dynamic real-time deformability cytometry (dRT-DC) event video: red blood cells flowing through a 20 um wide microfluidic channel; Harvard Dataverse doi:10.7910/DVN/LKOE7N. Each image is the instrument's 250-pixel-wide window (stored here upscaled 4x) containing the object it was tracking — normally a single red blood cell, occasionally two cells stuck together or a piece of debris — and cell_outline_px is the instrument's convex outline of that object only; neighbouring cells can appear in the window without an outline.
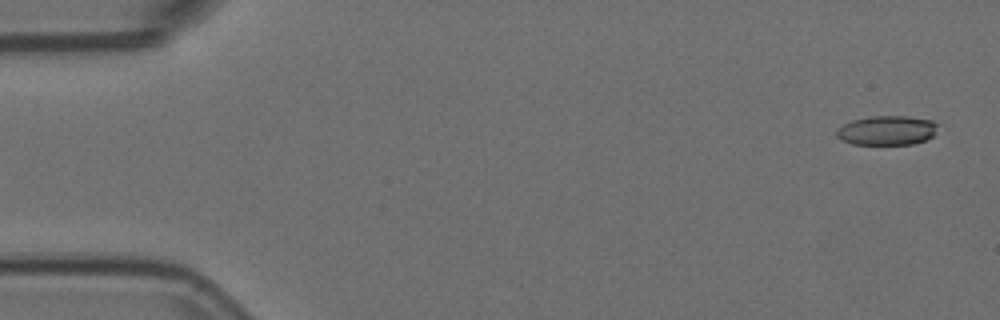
{"species": "Egyptian fruit bat (a non-hibernating species)", "species_latin": "Rousettus aegyptiacus", "temperature_condition": "room temperature", "stored_images_in_passage": 5, "camera_frame_rate_fps": 3000, "um_per_image_px": 0.085, "animal": {"sex": "female"}, "frame": {"image": 1, "passage_image": 1, "time_ms": 0.0, "image_size_px": [1000, 320], "cell_outline_px": [[936, 124], [932, 136], [924, 140], [912, 144], [852, 144], [840, 140], [836, 136], [836, 128], [852, 120], [868, 116], [908, 116], [932, 120]], "centroid_in_image_um": [75.31, 11.08], "position_along_channel_um": 9.7, "area_um2": 17.28}}
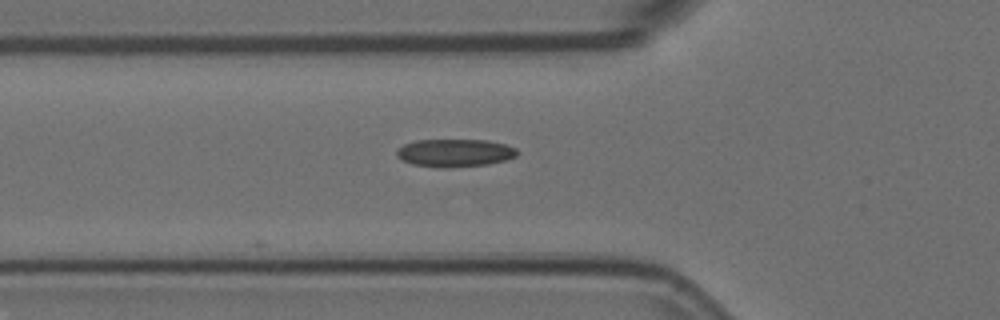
{"frame": {"image": 2, "passage_image": 5, "time_ms": 1.333, "image_size_px": [1000, 320], "cell_outline_px": [[516, 156], [508, 160], [488, 164], [440, 168], [412, 164], [396, 156], [396, 148], [404, 144], [416, 140], [488, 140], [504, 144], [516, 148]], "centroid_in_image_um": [38.64, 12.99], "position_along_channel_um": 87.2, "area_um2": 19.54}}